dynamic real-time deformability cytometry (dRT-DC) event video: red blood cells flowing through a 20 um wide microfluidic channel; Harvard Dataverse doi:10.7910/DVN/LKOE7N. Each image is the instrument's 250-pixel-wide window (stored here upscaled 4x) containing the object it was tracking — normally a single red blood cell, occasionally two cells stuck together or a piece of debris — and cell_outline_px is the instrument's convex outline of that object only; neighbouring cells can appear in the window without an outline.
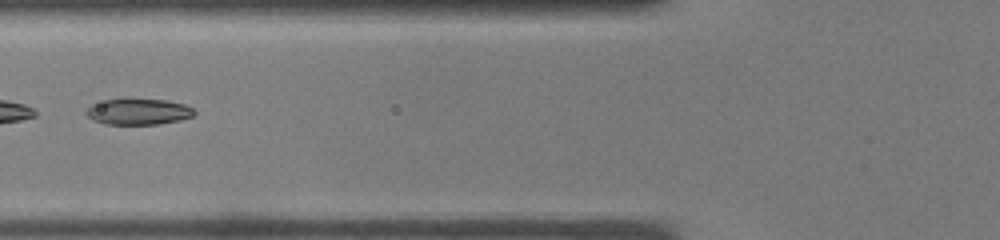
{"species": "common noctule bat (a hibernating species)", "species_latin": "Nyctalus noctula", "temperature_condition": "warm", "stored_images_in_passage": 32, "camera_frame_rate_fps": 3000, "um_per_image_px": 0.085, "animal": {"sex": "male", "body_mass_g": 19.0, "forearm_length_mm": 50.8}, "frame": {"image": 1, "passage_image": 10, "time_ms": 3.0, "image_size_px": [1000, 240], "cell_outline_px": [[196, 112], [192, 116], [180, 120], [160, 124], [104, 124], [92, 120], [84, 112], [92, 104], [104, 100], [124, 96], [128, 96], [164, 100], [184, 104], [192, 108]], "centroid_in_image_um": [11.72, 9.45], "position_along_channel_um": 114.1, "area_um2": 17.05}}